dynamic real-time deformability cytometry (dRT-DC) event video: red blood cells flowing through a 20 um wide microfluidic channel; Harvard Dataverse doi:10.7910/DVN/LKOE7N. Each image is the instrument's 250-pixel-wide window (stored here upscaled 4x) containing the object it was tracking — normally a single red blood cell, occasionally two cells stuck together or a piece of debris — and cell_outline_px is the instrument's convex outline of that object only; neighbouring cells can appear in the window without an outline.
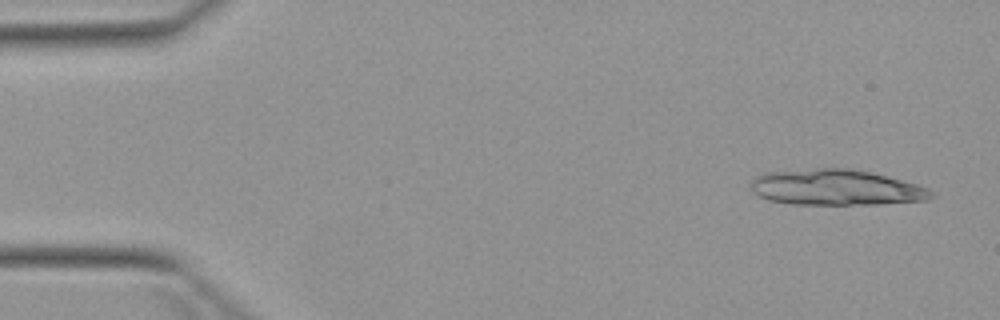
{"species": "Egyptian fruit bat (a non-hibernating species)", "species_latin": "Rousettus aegyptiacus", "temperature_condition": "warm", "stored_images_in_passage": 6, "segment_of_instrument_passage": [1, 2], "camera_frame_rate_fps": 3000, "um_per_image_px": 0.085, "animal": {"sex": "female"}, "frame": {"image": 1, "passage_image": 1, "time_ms": 0.0, "image_size_px": [1000, 320], "cell_outline_px": [[936, 196], [928, 200], [880, 204], [796, 204], [768, 200], [760, 196], [752, 188], [752, 180], [756, 176], [764, 172], [816, 168], [852, 168], [872, 172], [916, 184], [928, 188], [936, 192]], "centroid_in_image_um": [71.13, 15.93], "position_along_channel_um": 13.9, "area_um2": 37.69}}